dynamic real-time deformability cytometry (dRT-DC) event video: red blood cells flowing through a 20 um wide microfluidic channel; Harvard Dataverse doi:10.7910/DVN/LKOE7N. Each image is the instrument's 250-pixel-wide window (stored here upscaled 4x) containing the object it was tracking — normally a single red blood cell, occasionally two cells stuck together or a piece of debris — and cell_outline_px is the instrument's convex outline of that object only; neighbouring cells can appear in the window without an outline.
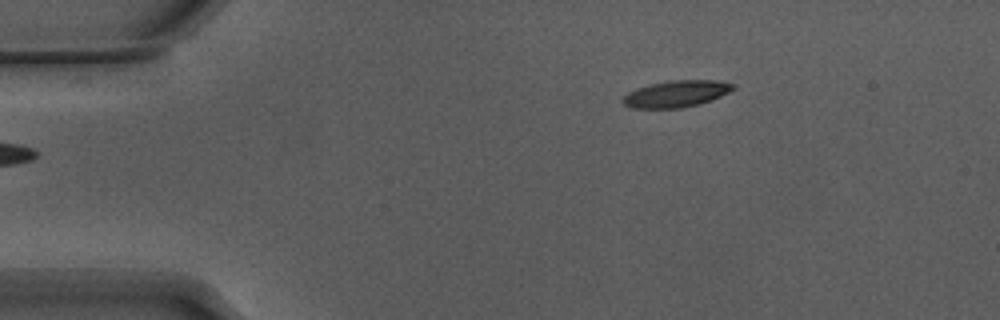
{"species": "Egyptian fruit bat (a non-hibernating species)", "species_latin": "Rousettus aegyptiacus", "temperature_condition": "warm", "stored_images_in_passage": 46, "camera_frame_rate_fps": 3000, "um_per_image_px": 0.085, "animal": {"sex": "male"}, "frame": {"image": 1, "passage_image": 1, "time_ms": 0.0, "image_size_px": [1000, 320], "cell_outline_px": [[736, 88], [720, 96], [700, 104], [684, 108], [628, 108], [620, 100], [628, 92], [636, 88], [652, 84], [672, 80], [720, 80], [736, 84]], "centroid_in_image_um": [57.49, 7.98], "position_along_channel_um": 27.5, "area_um2": 17.28}}
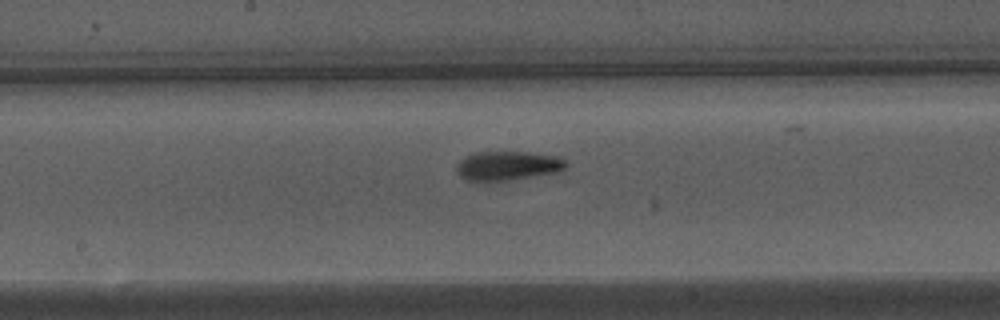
{"frame": {"image": 2, "passage_image": 20, "time_ms": 6.333, "image_size_px": [1000, 320], "cell_outline_px": [[568, 168], [560, 172], [512, 180], [480, 184], [464, 180], [456, 172], [456, 164], [460, 160], [476, 152], [528, 152], [560, 156], [568, 160]], "centroid_in_image_um": [43.18, 14.13], "position_along_channel_um": 205.0, "area_um2": 19.59}}
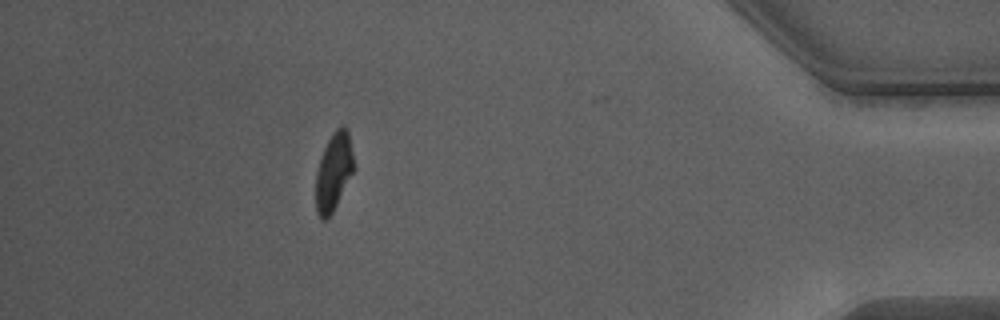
{"frame": {"image": 3, "passage_image": 40, "time_ms": 13.0, "image_size_px": [1000, 320], "cell_outline_px": [[356, 168], [332, 212], [324, 220], [320, 220], [316, 212], [316, 172], [320, 156], [332, 132], [340, 124], [344, 124], [348, 132]], "centroid_in_image_um": [28.37, 14.56], "position_along_channel_um": 406.8, "area_um2": 17.46}, "authors_computed_cell_mechanics": {"area_um2": 18.207, "velocity_mm_per_s": 3.8372, "shape_relaxation_time_tau1_ms": 5.1485, "shape_relaxation_time_tau2_ms": 1.8603, "deformation_change_tau1": 0.1954, "deformation_change_tau2": 0.091}}